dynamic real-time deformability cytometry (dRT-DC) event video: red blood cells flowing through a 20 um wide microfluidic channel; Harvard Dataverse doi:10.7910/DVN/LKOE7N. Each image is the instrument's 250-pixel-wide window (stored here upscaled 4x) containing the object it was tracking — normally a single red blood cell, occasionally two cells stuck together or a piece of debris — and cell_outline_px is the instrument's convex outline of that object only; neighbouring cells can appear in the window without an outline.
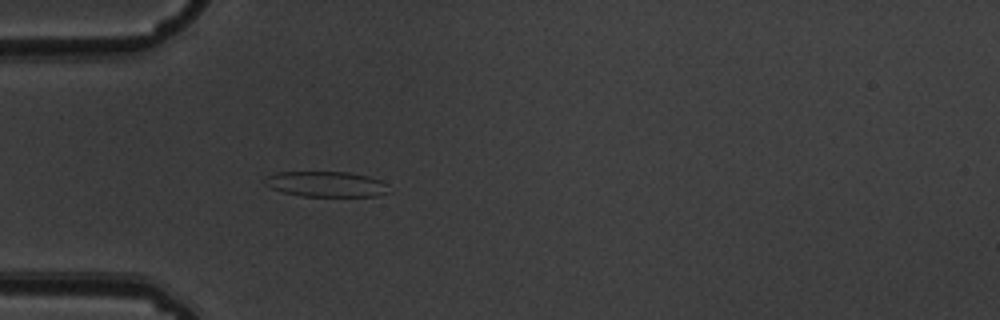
{"species": "common noctule bat (a hibernating species)", "species_latin": "Nyctalus noctula", "temperature_condition": "warm", "stored_images_in_passage": 4, "camera_frame_rate_fps": 3000, "um_per_image_px": 0.085, "animal": {"sex": "male", "body_mass_g": 19.5, "forearm_length_mm": 54.6}, "frame": {"image": 1, "passage_image": 4, "time_ms": 1.0, "image_size_px": [1000, 320], "cell_outline_px": [[392, 192], [376, 196], [304, 196], [284, 192], [272, 188], [264, 184], [264, 180], [268, 176], [276, 172], [348, 172], [368, 176], [380, 180], [388, 184]], "centroid_in_image_um": [27.79, 15.65], "position_along_channel_um": 57.2, "area_um2": 18.44}}